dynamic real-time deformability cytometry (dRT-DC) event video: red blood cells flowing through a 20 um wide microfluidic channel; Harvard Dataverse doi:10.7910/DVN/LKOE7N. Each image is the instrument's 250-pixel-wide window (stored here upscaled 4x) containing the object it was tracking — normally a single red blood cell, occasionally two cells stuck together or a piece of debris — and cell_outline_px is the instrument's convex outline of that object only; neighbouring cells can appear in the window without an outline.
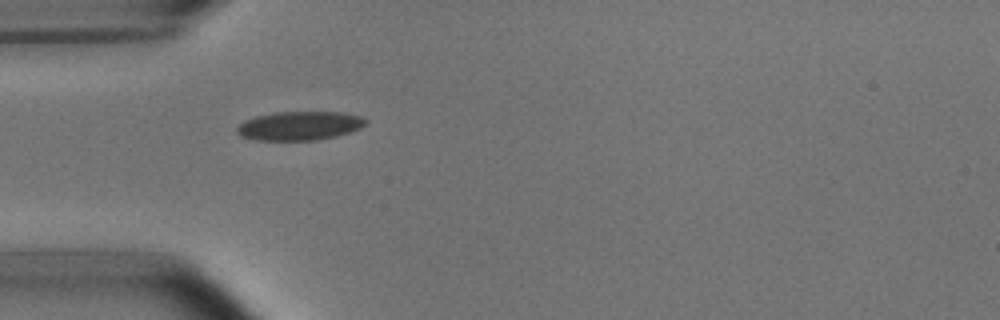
{"species": "common noctule bat (a hibernating species)", "species_latin": "Nyctalus noctula", "temperature_condition": "room temperature", "stored_images_in_passage": 38, "camera_frame_rate_fps": 3000, "um_per_image_px": 0.085, "animal": {"sex": "male", "body_mass_g": 15.6}, "frame": {"image": 1, "passage_image": 1, "time_ms": 0.0, "image_size_px": [1000, 320], "cell_outline_px": [[368, 120], [360, 128], [336, 136], [316, 140], [256, 140], [240, 136], [236, 132], [236, 128], [244, 120], [256, 116], [276, 112], [340, 112], [360, 116]], "centroid_in_image_um": [25.42, 10.69], "position_along_channel_um": 59.6, "area_um2": 21.56}}
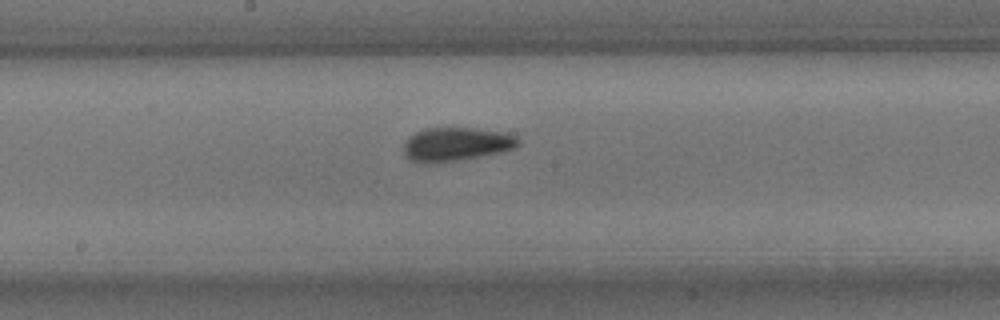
{"frame": {"image": 2, "passage_image": 13, "time_ms": 4.0, "image_size_px": [1000, 320], "cell_outline_px": [[520, 144], [516, 148], [500, 152], [480, 156], [456, 160], [428, 164], [420, 164], [408, 160], [404, 152], [404, 144], [408, 136], [416, 132], [428, 128], [476, 128], [504, 132], [516, 136], [520, 140]], "centroid_in_image_um": [38.76, 12.26], "position_along_channel_um": 209.4, "area_um2": 22.66}}
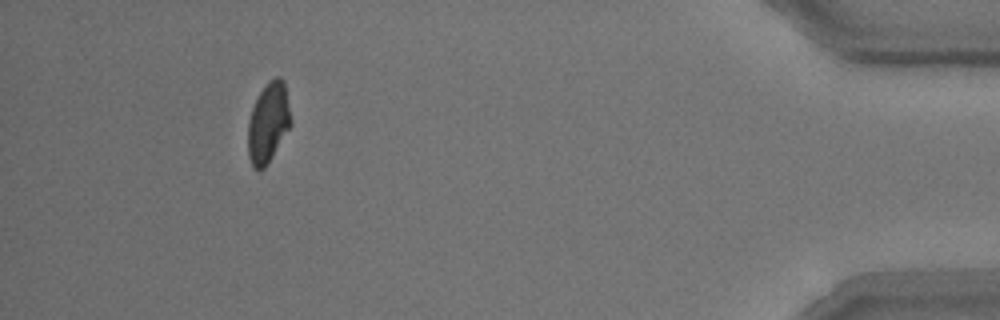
{"frame": {"image": 3, "passage_image": 34, "time_ms": 11.0, "image_size_px": [1000, 320], "cell_outline_px": [[292, 124], [264, 168], [252, 168], [248, 156], [248, 120], [252, 108], [260, 92], [268, 80], [276, 76], [280, 76], [284, 80], [292, 120]], "centroid_in_image_um": [22.81, 10.39], "position_along_channel_um": 412.4, "area_um2": 20.0}, "authors_computed_cell_mechanics": {"area_um2": 21.1837, "velocity_mm_per_s": 3.7816, "shape_relaxation_time_tau1_ms": 3.2615, "shape_relaxation_time_tau2_ms": null, "deformation_change_tau1": 0.104, "deformation_change_tau2": null}}